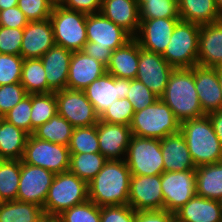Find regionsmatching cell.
Wrapping results in <instances>:
<instances>
[{
	"instance_id": "6da1fadb",
	"label": "cell",
	"mask_w": 222,
	"mask_h": 222,
	"mask_svg": "<svg viewBox=\"0 0 222 222\" xmlns=\"http://www.w3.org/2000/svg\"><path fill=\"white\" fill-rule=\"evenodd\" d=\"M131 172L125 160H107L88 183V200L99 207L127 205Z\"/></svg>"
},
{
	"instance_id": "7a4b0ae2",
	"label": "cell",
	"mask_w": 222,
	"mask_h": 222,
	"mask_svg": "<svg viewBox=\"0 0 222 222\" xmlns=\"http://www.w3.org/2000/svg\"><path fill=\"white\" fill-rule=\"evenodd\" d=\"M160 98L180 123L205 115L195 89L194 67L174 69Z\"/></svg>"
},
{
	"instance_id": "3957f363",
	"label": "cell",
	"mask_w": 222,
	"mask_h": 222,
	"mask_svg": "<svg viewBox=\"0 0 222 222\" xmlns=\"http://www.w3.org/2000/svg\"><path fill=\"white\" fill-rule=\"evenodd\" d=\"M180 132L196 167L222 161V145L208 115L181 122Z\"/></svg>"
},
{
	"instance_id": "277c9868",
	"label": "cell",
	"mask_w": 222,
	"mask_h": 222,
	"mask_svg": "<svg viewBox=\"0 0 222 222\" xmlns=\"http://www.w3.org/2000/svg\"><path fill=\"white\" fill-rule=\"evenodd\" d=\"M130 129L134 136L161 140L167 135L178 133L180 122L171 108L158 98L152 105L134 113Z\"/></svg>"
},
{
	"instance_id": "5b68a950",
	"label": "cell",
	"mask_w": 222,
	"mask_h": 222,
	"mask_svg": "<svg viewBox=\"0 0 222 222\" xmlns=\"http://www.w3.org/2000/svg\"><path fill=\"white\" fill-rule=\"evenodd\" d=\"M88 200V184L69 170L55 174L44 202L43 213L60 215Z\"/></svg>"
},
{
	"instance_id": "8992f818",
	"label": "cell",
	"mask_w": 222,
	"mask_h": 222,
	"mask_svg": "<svg viewBox=\"0 0 222 222\" xmlns=\"http://www.w3.org/2000/svg\"><path fill=\"white\" fill-rule=\"evenodd\" d=\"M200 25L179 21L162 57L175 69L198 65Z\"/></svg>"
},
{
	"instance_id": "52a82bcc",
	"label": "cell",
	"mask_w": 222,
	"mask_h": 222,
	"mask_svg": "<svg viewBox=\"0 0 222 222\" xmlns=\"http://www.w3.org/2000/svg\"><path fill=\"white\" fill-rule=\"evenodd\" d=\"M86 17V13L69 10L56 3L49 17L55 45L72 52L81 51L87 42Z\"/></svg>"
},
{
	"instance_id": "ba28073f",
	"label": "cell",
	"mask_w": 222,
	"mask_h": 222,
	"mask_svg": "<svg viewBox=\"0 0 222 222\" xmlns=\"http://www.w3.org/2000/svg\"><path fill=\"white\" fill-rule=\"evenodd\" d=\"M125 162L131 175H159L164 172L160 139L131 136Z\"/></svg>"
},
{
	"instance_id": "9c48e42d",
	"label": "cell",
	"mask_w": 222,
	"mask_h": 222,
	"mask_svg": "<svg viewBox=\"0 0 222 222\" xmlns=\"http://www.w3.org/2000/svg\"><path fill=\"white\" fill-rule=\"evenodd\" d=\"M22 161L59 174L69 170L70 150L68 146L48 142L29 135Z\"/></svg>"
},
{
	"instance_id": "30bf717a",
	"label": "cell",
	"mask_w": 222,
	"mask_h": 222,
	"mask_svg": "<svg viewBox=\"0 0 222 222\" xmlns=\"http://www.w3.org/2000/svg\"><path fill=\"white\" fill-rule=\"evenodd\" d=\"M58 114L74 128L89 127L99 122L94 106L83 90L63 89L55 92Z\"/></svg>"
},
{
	"instance_id": "8fae6325",
	"label": "cell",
	"mask_w": 222,
	"mask_h": 222,
	"mask_svg": "<svg viewBox=\"0 0 222 222\" xmlns=\"http://www.w3.org/2000/svg\"><path fill=\"white\" fill-rule=\"evenodd\" d=\"M161 189L164 209L175 213L196 195V169L163 172Z\"/></svg>"
},
{
	"instance_id": "7c38bea8",
	"label": "cell",
	"mask_w": 222,
	"mask_h": 222,
	"mask_svg": "<svg viewBox=\"0 0 222 222\" xmlns=\"http://www.w3.org/2000/svg\"><path fill=\"white\" fill-rule=\"evenodd\" d=\"M54 176L55 174L47 169L26 164L21 160V174L16 200L39 205L43 208Z\"/></svg>"
},
{
	"instance_id": "4fadbf2b",
	"label": "cell",
	"mask_w": 222,
	"mask_h": 222,
	"mask_svg": "<svg viewBox=\"0 0 222 222\" xmlns=\"http://www.w3.org/2000/svg\"><path fill=\"white\" fill-rule=\"evenodd\" d=\"M174 69L161 54L145 50L139 45L136 79L145 84L159 98L164 94L169 77Z\"/></svg>"
},
{
	"instance_id": "5bb4252c",
	"label": "cell",
	"mask_w": 222,
	"mask_h": 222,
	"mask_svg": "<svg viewBox=\"0 0 222 222\" xmlns=\"http://www.w3.org/2000/svg\"><path fill=\"white\" fill-rule=\"evenodd\" d=\"M129 87L130 79L117 78L106 72L83 91L100 117L115 100L126 98Z\"/></svg>"
},
{
	"instance_id": "9a60e30c",
	"label": "cell",
	"mask_w": 222,
	"mask_h": 222,
	"mask_svg": "<svg viewBox=\"0 0 222 222\" xmlns=\"http://www.w3.org/2000/svg\"><path fill=\"white\" fill-rule=\"evenodd\" d=\"M128 205L135 211L164 209L161 174L131 175Z\"/></svg>"
},
{
	"instance_id": "2e32d148",
	"label": "cell",
	"mask_w": 222,
	"mask_h": 222,
	"mask_svg": "<svg viewBox=\"0 0 222 222\" xmlns=\"http://www.w3.org/2000/svg\"><path fill=\"white\" fill-rule=\"evenodd\" d=\"M86 34L87 41L92 42V47H108L113 51L133 38L101 12L87 14Z\"/></svg>"
},
{
	"instance_id": "e0dca14e",
	"label": "cell",
	"mask_w": 222,
	"mask_h": 222,
	"mask_svg": "<svg viewBox=\"0 0 222 222\" xmlns=\"http://www.w3.org/2000/svg\"><path fill=\"white\" fill-rule=\"evenodd\" d=\"M179 21L180 18L141 20L138 33L134 38L141 48L162 55Z\"/></svg>"
},
{
	"instance_id": "ac0fdd59",
	"label": "cell",
	"mask_w": 222,
	"mask_h": 222,
	"mask_svg": "<svg viewBox=\"0 0 222 222\" xmlns=\"http://www.w3.org/2000/svg\"><path fill=\"white\" fill-rule=\"evenodd\" d=\"M97 136L100 153L107 160H125L132 136L130 126L110 124L99 120L97 123Z\"/></svg>"
},
{
	"instance_id": "d6986e66",
	"label": "cell",
	"mask_w": 222,
	"mask_h": 222,
	"mask_svg": "<svg viewBox=\"0 0 222 222\" xmlns=\"http://www.w3.org/2000/svg\"><path fill=\"white\" fill-rule=\"evenodd\" d=\"M194 82L205 115L222 110V89L216 68L194 66Z\"/></svg>"
},
{
	"instance_id": "ffe728a7",
	"label": "cell",
	"mask_w": 222,
	"mask_h": 222,
	"mask_svg": "<svg viewBox=\"0 0 222 222\" xmlns=\"http://www.w3.org/2000/svg\"><path fill=\"white\" fill-rule=\"evenodd\" d=\"M55 45L50 19L29 22L23 28L20 55L24 59L41 58Z\"/></svg>"
},
{
	"instance_id": "44dd1931",
	"label": "cell",
	"mask_w": 222,
	"mask_h": 222,
	"mask_svg": "<svg viewBox=\"0 0 222 222\" xmlns=\"http://www.w3.org/2000/svg\"><path fill=\"white\" fill-rule=\"evenodd\" d=\"M72 53L54 45L40 58L47 79V93L66 89Z\"/></svg>"
},
{
	"instance_id": "7402d4cb",
	"label": "cell",
	"mask_w": 222,
	"mask_h": 222,
	"mask_svg": "<svg viewBox=\"0 0 222 222\" xmlns=\"http://www.w3.org/2000/svg\"><path fill=\"white\" fill-rule=\"evenodd\" d=\"M104 73H106V66L103 63L83 51L73 52L66 88L84 90Z\"/></svg>"
},
{
	"instance_id": "603a6c76",
	"label": "cell",
	"mask_w": 222,
	"mask_h": 222,
	"mask_svg": "<svg viewBox=\"0 0 222 222\" xmlns=\"http://www.w3.org/2000/svg\"><path fill=\"white\" fill-rule=\"evenodd\" d=\"M222 62V19L200 25L198 65L216 68Z\"/></svg>"
},
{
	"instance_id": "cb8c5ba5",
	"label": "cell",
	"mask_w": 222,
	"mask_h": 222,
	"mask_svg": "<svg viewBox=\"0 0 222 222\" xmlns=\"http://www.w3.org/2000/svg\"><path fill=\"white\" fill-rule=\"evenodd\" d=\"M160 144L164 162V172L196 169L184 136L180 131L167 135L160 140Z\"/></svg>"
},
{
	"instance_id": "d4e9b609",
	"label": "cell",
	"mask_w": 222,
	"mask_h": 222,
	"mask_svg": "<svg viewBox=\"0 0 222 222\" xmlns=\"http://www.w3.org/2000/svg\"><path fill=\"white\" fill-rule=\"evenodd\" d=\"M100 12L132 37L138 33L140 20L136 0H102Z\"/></svg>"
},
{
	"instance_id": "484cf974",
	"label": "cell",
	"mask_w": 222,
	"mask_h": 222,
	"mask_svg": "<svg viewBox=\"0 0 222 222\" xmlns=\"http://www.w3.org/2000/svg\"><path fill=\"white\" fill-rule=\"evenodd\" d=\"M178 222H222V211L218 200L193 196L175 213Z\"/></svg>"
},
{
	"instance_id": "4316f807",
	"label": "cell",
	"mask_w": 222,
	"mask_h": 222,
	"mask_svg": "<svg viewBox=\"0 0 222 222\" xmlns=\"http://www.w3.org/2000/svg\"><path fill=\"white\" fill-rule=\"evenodd\" d=\"M139 63V43L133 37L122 47L115 49L106 72L117 78L136 79Z\"/></svg>"
},
{
	"instance_id": "83f0119b",
	"label": "cell",
	"mask_w": 222,
	"mask_h": 222,
	"mask_svg": "<svg viewBox=\"0 0 222 222\" xmlns=\"http://www.w3.org/2000/svg\"><path fill=\"white\" fill-rule=\"evenodd\" d=\"M180 20L199 25L210 24L222 19L215 0H178Z\"/></svg>"
},
{
	"instance_id": "f1b7e54d",
	"label": "cell",
	"mask_w": 222,
	"mask_h": 222,
	"mask_svg": "<svg viewBox=\"0 0 222 222\" xmlns=\"http://www.w3.org/2000/svg\"><path fill=\"white\" fill-rule=\"evenodd\" d=\"M29 134L2 120L0 126V160H22Z\"/></svg>"
},
{
	"instance_id": "f546056e",
	"label": "cell",
	"mask_w": 222,
	"mask_h": 222,
	"mask_svg": "<svg viewBox=\"0 0 222 222\" xmlns=\"http://www.w3.org/2000/svg\"><path fill=\"white\" fill-rule=\"evenodd\" d=\"M196 195L213 200L222 198V161L196 167Z\"/></svg>"
},
{
	"instance_id": "4dcf8cb0",
	"label": "cell",
	"mask_w": 222,
	"mask_h": 222,
	"mask_svg": "<svg viewBox=\"0 0 222 222\" xmlns=\"http://www.w3.org/2000/svg\"><path fill=\"white\" fill-rule=\"evenodd\" d=\"M74 127L58 113L34 130L36 138L68 146Z\"/></svg>"
},
{
	"instance_id": "1f68e13d",
	"label": "cell",
	"mask_w": 222,
	"mask_h": 222,
	"mask_svg": "<svg viewBox=\"0 0 222 222\" xmlns=\"http://www.w3.org/2000/svg\"><path fill=\"white\" fill-rule=\"evenodd\" d=\"M43 214L39 205L18 200L0 203V222H36Z\"/></svg>"
},
{
	"instance_id": "d6a6232c",
	"label": "cell",
	"mask_w": 222,
	"mask_h": 222,
	"mask_svg": "<svg viewBox=\"0 0 222 222\" xmlns=\"http://www.w3.org/2000/svg\"><path fill=\"white\" fill-rule=\"evenodd\" d=\"M20 83L28 94L47 93L45 69L40 58L24 59Z\"/></svg>"
},
{
	"instance_id": "836d02e7",
	"label": "cell",
	"mask_w": 222,
	"mask_h": 222,
	"mask_svg": "<svg viewBox=\"0 0 222 222\" xmlns=\"http://www.w3.org/2000/svg\"><path fill=\"white\" fill-rule=\"evenodd\" d=\"M21 160H0V201L17 199Z\"/></svg>"
},
{
	"instance_id": "e575fe53",
	"label": "cell",
	"mask_w": 222,
	"mask_h": 222,
	"mask_svg": "<svg viewBox=\"0 0 222 222\" xmlns=\"http://www.w3.org/2000/svg\"><path fill=\"white\" fill-rule=\"evenodd\" d=\"M107 159L101 153L70 154L69 171L87 184L102 169Z\"/></svg>"
},
{
	"instance_id": "d590c367",
	"label": "cell",
	"mask_w": 222,
	"mask_h": 222,
	"mask_svg": "<svg viewBox=\"0 0 222 222\" xmlns=\"http://www.w3.org/2000/svg\"><path fill=\"white\" fill-rule=\"evenodd\" d=\"M31 135L58 113L55 92L32 94Z\"/></svg>"
},
{
	"instance_id": "8d00e7d4",
	"label": "cell",
	"mask_w": 222,
	"mask_h": 222,
	"mask_svg": "<svg viewBox=\"0 0 222 222\" xmlns=\"http://www.w3.org/2000/svg\"><path fill=\"white\" fill-rule=\"evenodd\" d=\"M68 149L70 154L100 153L97 124L89 127H75Z\"/></svg>"
},
{
	"instance_id": "74e56055",
	"label": "cell",
	"mask_w": 222,
	"mask_h": 222,
	"mask_svg": "<svg viewBox=\"0 0 222 222\" xmlns=\"http://www.w3.org/2000/svg\"><path fill=\"white\" fill-rule=\"evenodd\" d=\"M180 18L178 0H147L139 8V20Z\"/></svg>"
},
{
	"instance_id": "f35d334b",
	"label": "cell",
	"mask_w": 222,
	"mask_h": 222,
	"mask_svg": "<svg viewBox=\"0 0 222 222\" xmlns=\"http://www.w3.org/2000/svg\"><path fill=\"white\" fill-rule=\"evenodd\" d=\"M59 217L62 222H100V207L87 200L64 210Z\"/></svg>"
},
{
	"instance_id": "ab89813d",
	"label": "cell",
	"mask_w": 222,
	"mask_h": 222,
	"mask_svg": "<svg viewBox=\"0 0 222 222\" xmlns=\"http://www.w3.org/2000/svg\"><path fill=\"white\" fill-rule=\"evenodd\" d=\"M134 113L132 103L127 98H122L115 100L114 103L103 112L99 120L110 124L130 126Z\"/></svg>"
},
{
	"instance_id": "60d3db41",
	"label": "cell",
	"mask_w": 222,
	"mask_h": 222,
	"mask_svg": "<svg viewBox=\"0 0 222 222\" xmlns=\"http://www.w3.org/2000/svg\"><path fill=\"white\" fill-rule=\"evenodd\" d=\"M24 58L0 53V86L20 82Z\"/></svg>"
},
{
	"instance_id": "b9f144b4",
	"label": "cell",
	"mask_w": 222,
	"mask_h": 222,
	"mask_svg": "<svg viewBox=\"0 0 222 222\" xmlns=\"http://www.w3.org/2000/svg\"><path fill=\"white\" fill-rule=\"evenodd\" d=\"M57 0H18V7L29 22L46 20Z\"/></svg>"
},
{
	"instance_id": "7bdbcfd3",
	"label": "cell",
	"mask_w": 222,
	"mask_h": 222,
	"mask_svg": "<svg viewBox=\"0 0 222 222\" xmlns=\"http://www.w3.org/2000/svg\"><path fill=\"white\" fill-rule=\"evenodd\" d=\"M31 108L32 94H28L3 117L7 122L14 124L31 135Z\"/></svg>"
},
{
	"instance_id": "ee69618b",
	"label": "cell",
	"mask_w": 222,
	"mask_h": 222,
	"mask_svg": "<svg viewBox=\"0 0 222 222\" xmlns=\"http://www.w3.org/2000/svg\"><path fill=\"white\" fill-rule=\"evenodd\" d=\"M126 98L132 103L134 112H137L152 105L159 97L141 81L130 79Z\"/></svg>"
},
{
	"instance_id": "f6af8a7d",
	"label": "cell",
	"mask_w": 222,
	"mask_h": 222,
	"mask_svg": "<svg viewBox=\"0 0 222 222\" xmlns=\"http://www.w3.org/2000/svg\"><path fill=\"white\" fill-rule=\"evenodd\" d=\"M28 93L23 85L18 83L0 86V115L4 116L15 107Z\"/></svg>"
},
{
	"instance_id": "bcb514c9",
	"label": "cell",
	"mask_w": 222,
	"mask_h": 222,
	"mask_svg": "<svg viewBox=\"0 0 222 222\" xmlns=\"http://www.w3.org/2000/svg\"><path fill=\"white\" fill-rule=\"evenodd\" d=\"M23 28L0 26V53L20 55Z\"/></svg>"
},
{
	"instance_id": "7dc6e473",
	"label": "cell",
	"mask_w": 222,
	"mask_h": 222,
	"mask_svg": "<svg viewBox=\"0 0 222 222\" xmlns=\"http://www.w3.org/2000/svg\"><path fill=\"white\" fill-rule=\"evenodd\" d=\"M136 211L127 205L100 207V222H135Z\"/></svg>"
},
{
	"instance_id": "c3c4849f",
	"label": "cell",
	"mask_w": 222,
	"mask_h": 222,
	"mask_svg": "<svg viewBox=\"0 0 222 222\" xmlns=\"http://www.w3.org/2000/svg\"><path fill=\"white\" fill-rule=\"evenodd\" d=\"M29 21L18 6L0 11V26L24 28Z\"/></svg>"
},
{
	"instance_id": "681fc988",
	"label": "cell",
	"mask_w": 222,
	"mask_h": 222,
	"mask_svg": "<svg viewBox=\"0 0 222 222\" xmlns=\"http://www.w3.org/2000/svg\"><path fill=\"white\" fill-rule=\"evenodd\" d=\"M101 2L102 0H57V3L66 9L86 14L100 12Z\"/></svg>"
},
{
	"instance_id": "f907efd6",
	"label": "cell",
	"mask_w": 222,
	"mask_h": 222,
	"mask_svg": "<svg viewBox=\"0 0 222 222\" xmlns=\"http://www.w3.org/2000/svg\"><path fill=\"white\" fill-rule=\"evenodd\" d=\"M175 214L165 209L136 211L135 222H173Z\"/></svg>"
},
{
	"instance_id": "816d5d0a",
	"label": "cell",
	"mask_w": 222,
	"mask_h": 222,
	"mask_svg": "<svg viewBox=\"0 0 222 222\" xmlns=\"http://www.w3.org/2000/svg\"><path fill=\"white\" fill-rule=\"evenodd\" d=\"M81 51H83L88 56L100 61L105 66H107L110 62V58L113 53V50L109 49L108 47H92V42L90 41L85 43Z\"/></svg>"
},
{
	"instance_id": "f5cc1de1",
	"label": "cell",
	"mask_w": 222,
	"mask_h": 222,
	"mask_svg": "<svg viewBox=\"0 0 222 222\" xmlns=\"http://www.w3.org/2000/svg\"><path fill=\"white\" fill-rule=\"evenodd\" d=\"M213 130L216 136L219 138L222 145V110L212 112L208 114Z\"/></svg>"
},
{
	"instance_id": "db71d44e",
	"label": "cell",
	"mask_w": 222,
	"mask_h": 222,
	"mask_svg": "<svg viewBox=\"0 0 222 222\" xmlns=\"http://www.w3.org/2000/svg\"><path fill=\"white\" fill-rule=\"evenodd\" d=\"M36 222H62L59 215L43 213Z\"/></svg>"
},
{
	"instance_id": "11a10c76",
	"label": "cell",
	"mask_w": 222,
	"mask_h": 222,
	"mask_svg": "<svg viewBox=\"0 0 222 222\" xmlns=\"http://www.w3.org/2000/svg\"><path fill=\"white\" fill-rule=\"evenodd\" d=\"M18 5V0H0V11Z\"/></svg>"
},
{
	"instance_id": "9f6ffc18",
	"label": "cell",
	"mask_w": 222,
	"mask_h": 222,
	"mask_svg": "<svg viewBox=\"0 0 222 222\" xmlns=\"http://www.w3.org/2000/svg\"><path fill=\"white\" fill-rule=\"evenodd\" d=\"M215 4L220 13L222 14V0H215Z\"/></svg>"
},
{
	"instance_id": "6f0895ef",
	"label": "cell",
	"mask_w": 222,
	"mask_h": 222,
	"mask_svg": "<svg viewBox=\"0 0 222 222\" xmlns=\"http://www.w3.org/2000/svg\"><path fill=\"white\" fill-rule=\"evenodd\" d=\"M138 8H140L147 0H136Z\"/></svg>"
},
{
	"instance_id": "680465c9",
	"label": "cell",
	"mask_w": 222,
	"mask_h": 222,
	"mask_svg": "<svg viewBox=\"0 0 222 222\" xmlns=\"http://www.w3.org/2000/svg\"><path fill=\"white\" fill-rule=\"evenodd\" d=\"M216 69L218 70L219 74H222V62L216 67Z\"/></svg>"
},
{
	"instance_id": "91938a15",
	"label": "cell",
	"mask_w": 222,
	"mask_h": 222,
	"mask_svg": "<svg viewBox=\"0 0 222 222\" xmlns=\"http://www.w3.org/2000/svg\"><path fill=\"white\" fill-rule=\"evenodd\" d=\"M219 82H220V86H221V89H222V74H219Z\"/></svg>"
},
{
	"instance_id": "94428289",
	"label": "cell",
	"mask_w": 222,
	"mask_h": 222,
	"mask_svg": "<svg viewBox=\"0 0 222 222\" xmlns=\"http://www.w3.org/2000/svg\"><path fill=\"white\" fill-rule=\"evenodd\" d=\"M218 201H219V204H220V209L222 211V198H220Z\"/></svg>"
},
{
	"instance_id": "6125c7cd",
	"label": "cell",
	"mask_w": 222,
	"mask_h": 222,
	"mask_svg": "<svg viewBox=\"0 0 222 222\" xmlns=\"http://www.w3.org/2000/svg\"><path fill=\"white\" fill-rule=\"evenodd\" d=\"M3 119H4V117L0 115V126H1V123H2Z\"/></svg>"
}]
</instances>
